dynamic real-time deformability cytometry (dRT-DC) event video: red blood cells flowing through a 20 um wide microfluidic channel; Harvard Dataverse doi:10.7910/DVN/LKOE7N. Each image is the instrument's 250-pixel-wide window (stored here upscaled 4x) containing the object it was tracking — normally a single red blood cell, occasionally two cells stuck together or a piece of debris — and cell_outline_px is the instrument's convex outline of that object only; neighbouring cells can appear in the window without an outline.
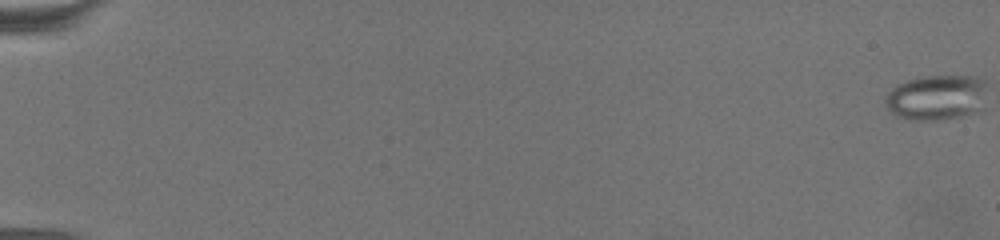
{"species": "common noctule bat (a hibernating species)", "species_latin": "Nyctalus noctula", "temperature_condition": "warm", "stored_images_in_passage": 6, "segment_of_instrument_passage": [1, 2], "camera_frame_rate_fps": 3000, "um_per_image_px": 0.085, "animal": {"sex": "female", "body_mass_g": 19.5, "forearm_length_mm": 54.1}, "frame": {"image": 1, "passage_image": 1, "time_ms": 0.0, "image_size_px": [1000, 240], "cell_outline_px": [[984, 80], [968, 112], [960, 116], [936, 120], [916, 120], [900, 116], [892, 112], [888, 108], [884, 100], [888, 92], [892, 88], [908, 80], [928, 76], [972, 76]], "centroid_in_image_um": [79.36, 8.26], "position_along_channel_um": 5.6, "area_um2": 24.62}}